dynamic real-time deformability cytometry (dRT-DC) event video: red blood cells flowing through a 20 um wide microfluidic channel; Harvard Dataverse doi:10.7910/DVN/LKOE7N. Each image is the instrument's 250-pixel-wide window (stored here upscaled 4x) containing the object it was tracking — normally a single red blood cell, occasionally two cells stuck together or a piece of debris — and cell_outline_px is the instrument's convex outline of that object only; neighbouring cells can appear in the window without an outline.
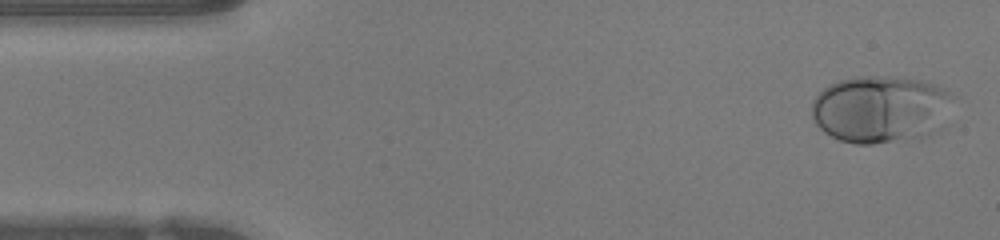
{"species": "human", "species_latin": "Homo sapiens", "temperature_condition": "warm", "stored_images_in_passage": 47, "camera_frame_rate_fps": 3000, "um_per_image_px": 0.085, "donor": {"sex": "female"}, "frame": {"image": 1, "passage_image": 2, "time_ms": 0.333, "image_size_px": [1000, 240], "cell_outline_px": [[948, 96], [900, 136], [888, 140], [868, 144], [856, 144], [840, 140], [824, 132], [816, 124], [812, 116], [812, 100], [828, 84], [840, 80], [856, 76], [884, 76], [920, 80], [944, 88], [948, 92]], "centroid_in_image_um": [74.26, 9.12], "position_along_channel_um": 10.7, "area_um2": 48.61}}
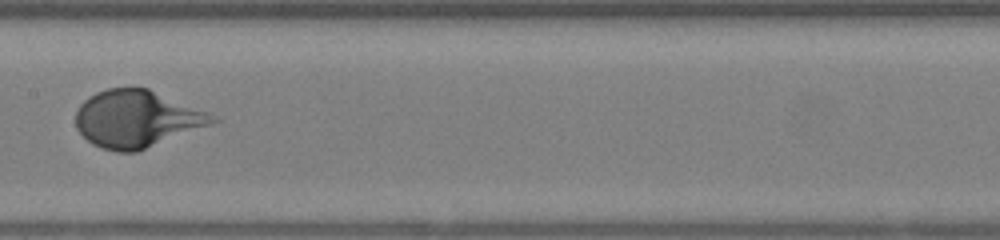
{"frame": {"image": 2, "passage_image": 23, "time_ms": 7.333, "image_size_px": [1000, 240], "cell_outline_px": [[220, 120], [136, 152], [116, 152], [92, 144], [76, 128], [76, 112], [80, 104], [88, 96], [96, 92], [108, 88], [148, 88], [204, 112]], "centroid_in_image_um": [11.53, 10.1], "position_along_channel_um": 195.9, "area_um2": 44.45}}
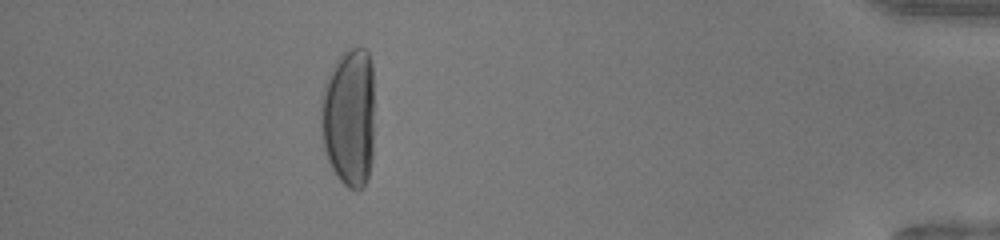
{"frame": {"image": 3, "passage_image": 42, "time_ms": 13.667, "image_size_px": [1000, 240], "cell_outline_px": [[372, 160], [368, 176], [364, 184], [356, 192], [348, 188], [340, 180], [332, 168], [328, 160], [324, 148], [324, 92], [332, 68], [336, 60], [348, 48], [364, 48], [368, 52], [372, 64]], "centroid_in_image_um": [29.72, 10.0], "position_along_channel_um": 405.5, "area_um2": 41.96}, "authors_computed_cell_mechanics": {"area_um2": 44.3904, "velocity_mm_per_s": 4.2373, "shape_relaxation_time_tau1_ms": 4.3326, "shape_relaxation_time_tau2_ms": null, "deformation_change_tau1": 0.3151, "deformation_change_tau2": null}}